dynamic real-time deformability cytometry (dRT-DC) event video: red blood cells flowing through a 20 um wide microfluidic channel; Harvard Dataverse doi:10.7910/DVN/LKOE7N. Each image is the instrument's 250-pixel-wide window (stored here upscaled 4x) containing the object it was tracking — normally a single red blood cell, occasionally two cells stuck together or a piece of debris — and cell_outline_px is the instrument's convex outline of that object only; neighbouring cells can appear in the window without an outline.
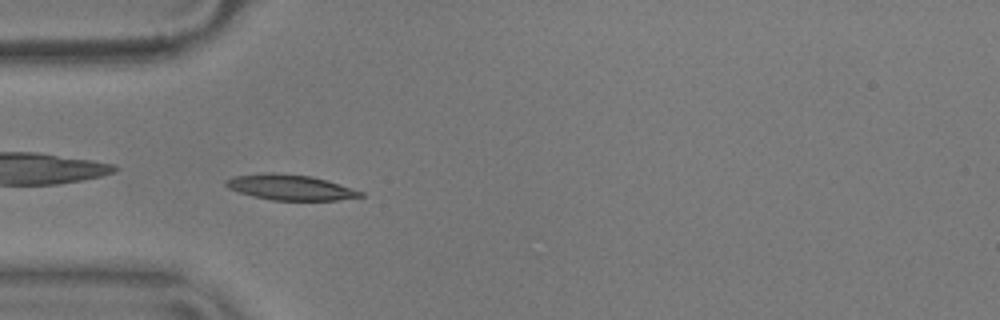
{"species": "common noctule bat (a hibernating species)", "species_latin": "Nyctalus noctula", "temperature_condition": "warm", "stored_images_in_passage": 55, "camera_frame_rate_fps": 3000, "um_per_image_px": 0.085, "animal": {"sex": "male", "body_mass_g": 17.9}, "frame": {"image": 1, "passage_image": 16, "time_ms": 5.0, "image_size_px": [1000, 320], "cell_outline_px": [[364, 196], [340, 200], [272, 200], [252, 196], [228, 188], [224, 184], [224, 180], [236, 176], [264, 172], [272, 172], [312, 176], [352, 188], [364, 192]], "centroid_in_image_um": [24.66, 15.92], "position_along_channel_um": 60.3, "area_um2": 19.94}}
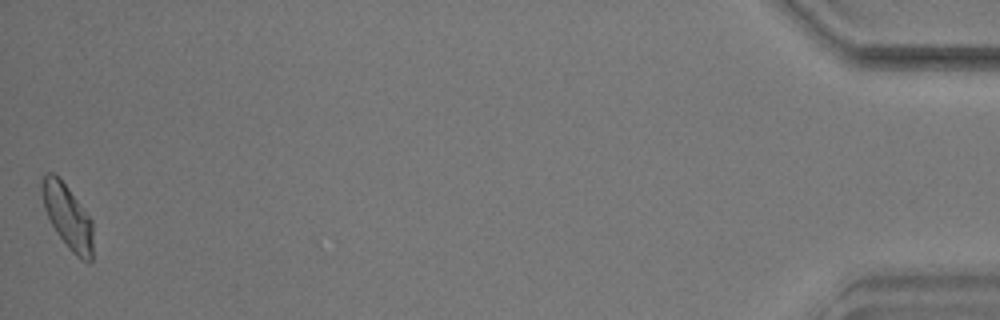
{"frame": {"image": 2, "passage_image": 55, "time_ms": 18.0, "image_size_px": [1000, 320], "cell_outline_px": [[92, 260], [88, 264], [76, 256], [68, 248], [56, 232], [44, 208], [40, 188], [40, 184], [44, 172], [52, 172], [60, 176], [92, 220]], "centroid_in_image_um": [5.73, 18.37], "position_along_channel_um": 429.5, "area_um2": 19.36}, "authors_computed_cell_mechanics": {"area_um2": 18.7272, "velocity_mm_per_s": 3.5874, "shape_relaxation_time_tau1_ms": 2.9183, "shape_relaxation_time_tau2_ms": 2.2452, "deformation_change_tau1": 0.1238, "deformation_change_tau2": 0.0696}}